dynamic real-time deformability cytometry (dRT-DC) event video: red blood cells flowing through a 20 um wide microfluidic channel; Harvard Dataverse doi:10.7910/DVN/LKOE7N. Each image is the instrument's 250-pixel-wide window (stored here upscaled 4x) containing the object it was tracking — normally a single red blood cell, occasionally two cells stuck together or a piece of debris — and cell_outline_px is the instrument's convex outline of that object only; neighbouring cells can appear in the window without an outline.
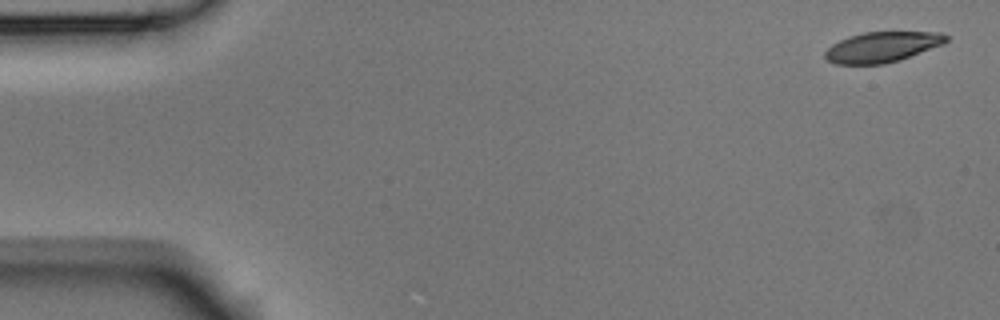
{"species": "Egyptian fruit bat (a non-hibernating species)", "species_latin": "Rousettus aegyptiacus", "temperature_condition": "room temperature", "stored_images_in_passage": 9, "camera_frame_rate_fps": 3000, "um_per_image_px": 0.085, "animal": {"sex": "male"}, "frame": {"image": 1, "passage_image": 1, "time_ms": 0.0, "image_size_px": [1000, 320], "cell_outline_px": [[948, 40], [944, 44], [900, 60], [884, 64], [836, 64], [828, 60], [824, 56], [824, 52], [832, 44], [848, 36], [864, 32], [940, 32], [948, 36]], "centroid_in_image_um": [74.99, 3.99], "position_along_channel_um": 10.0, "area_um2": 21.5}}
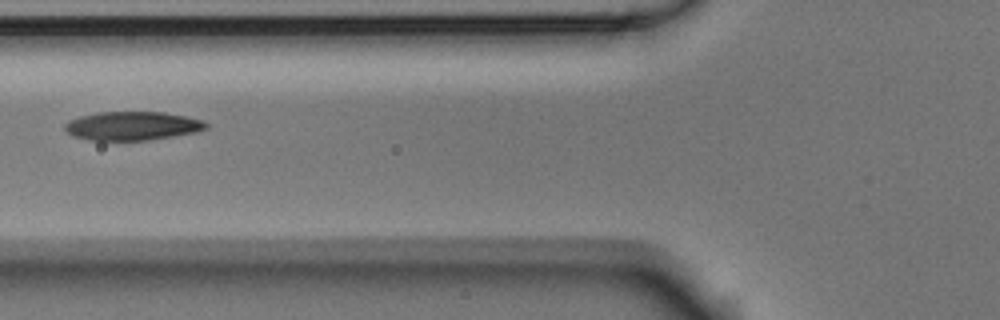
{"frame": {"image": 2, "passage_image": 6, "time_ms": 1.667, "image_size_px": [1000, 320], "cell_outline_px": [[208, 128], [196, 132], [148, 140], [88, 140], [72, 136], [64, 128], [64, 124], [68, 120], [80, 116], [96, 112], [164, 112], [204, 120], [208, 124]], "centroid_in_image_um": [11.23, 10.7], "position_along_channel_um": 114.6, "area_um2": 23.7}}
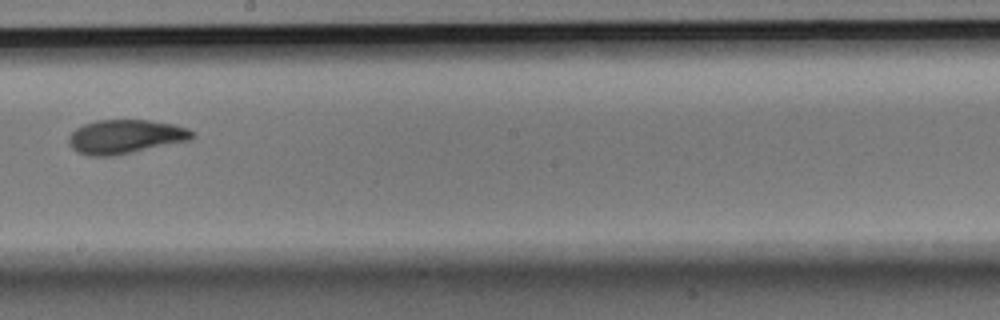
{"frame": {"image": 3, "passage_image": 9, "time_ms": 2.667, "image_size_px": [1000, 320], "cell_outline_px": [[196, 136], [192, 140], [112, 156], [88, 156], [76, 152], [68, 144], [68, 136], [76, 128], [84, 124], [96, 120], [148, 120], [172, 124], [188, 128], [196, 132]], "centroid_in_image_um": [10.66, 11.62], "position_along_channel_um": 237.5, "area_um2": 24.68}}